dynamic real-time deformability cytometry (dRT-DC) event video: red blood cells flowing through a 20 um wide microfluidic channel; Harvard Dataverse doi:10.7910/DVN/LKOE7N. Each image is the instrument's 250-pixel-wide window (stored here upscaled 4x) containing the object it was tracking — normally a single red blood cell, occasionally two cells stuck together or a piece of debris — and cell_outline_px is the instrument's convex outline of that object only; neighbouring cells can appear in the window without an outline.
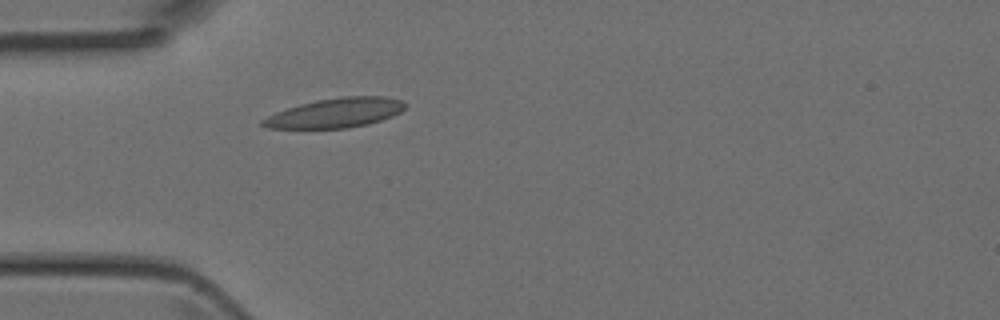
{"species": "Egyptian fruit bat (a non-hibernating species)", "species_latin": "Rousettus aegyptiacus", "temperature_condition": "room temperature", "stored_images_in_passage": 1, "camera_frame_rate_fps": 3000, "um_per_image_px": 0.085, "animal": {"sex": "female"}, "frame": {"image": 1, "passage_image": 1, "time_ms": 0.0, "image_size_px": [1000, 320], "cell_outline_px": [[408, 104], [400, 112], [392, 116], [368, 124], [348, 128], [268, 128], [260, 124], [260, 120], [276, 112], [300, 104], [316, 100], [344, 96], [384, 96], [404, 100]], "centroid_in_image_um": [28.55, 9.59], "position_along_channel_um": 56.5, "area_um2": 24.51}}